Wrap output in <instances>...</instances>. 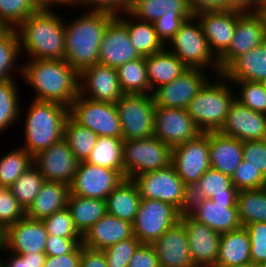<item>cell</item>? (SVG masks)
I'll return each mask as SVG.
<instances>
[{
  "mask_svg": "<svg viewBox=\"0 0 266 267\" xmlns=\"http://www.w3.org/2000/svg\"><path fill=\"white\" fill-rule=\"evenodd\" d=\"M69 193L68 184L45 181L34 201L26 210V217L43 220L53 213L66 208Z\"/></svg>",
  "mask_w": 266,
  "mask_h": 267,
  "instance_id": "cell-30",
  "label": "cell"
},
{
  "mask_svg": "<svg viewBox=\"0 0 266 267\" xmlns=\"http://www.w3.org/2000/svg\"><path fill=\"white\" fill-rule=\"evenodd\" d=\"M243 160L266 178V140L244 141Z\"/></svg>",
  "mask_w": 266,
  "mask_h": 267,
  "instance_id": "cell-52",
  "label": "cell"
},
{
  "mask_svg": "<svg viewBox=\"0 0 266 267\" xmlns=\"http://www.w3.org/2000/svg\"><path fill=\"white\" fill-rule=\"evenodd\" d=\"M140 244V241L134 236L106 247L103 252L107 261V266L128 267L129 260Z\"/></svg>",
  "mask_w": 266,
  "mask_h": 267,
  "instance_id": "cell-48",
  "label": "cell"
},
{
  "mask_svg": "<svg viewBox=\"0 0 266 267\" xmlns=\"http://www.w3.org/2000/svg\"><path fill=\"white\" fill-rule=\"evenodd\" d=\"M250 239V257L255 265L266 262V222H254L244 226Z\"/></svg>",
  "mask_w": 266,
  "mask_h": 267,
  "instance_id": "cell-51",
  "label": "cell"
},
{
  "mask_svg": "<svg viewBox=\"0 0 266 267\" xmlns=\"http://www.w3.org/2000/svg\"><path fill=\"white\" fill-rule=\"evenodd\" d=\"M21 47L16 29L8 28L0 35V83L10 79L14 66L21 56Z\"/></svg>",
  "mask_w": 266,
  "mask_h": 267,
  "instance_id": "cell-44",
  "label": "cell"
},
{
  "mask_svg": "<svg viewBox=\"0 0 266 267\" xmlns=\"http://www.w3.org/2000/svg\"><path fill=\"white\" fill-rule=\"evenodd\" d=\"M45 179L33 164L10 187L12 195L27 210L41 190Z\"/></svg>",
  "mask_w": 266,
  "mask_h": 267,
  "instance_id": "cell-42",
  "label": "cell"
},
{
  "mask_svg": "<svg viewBox=\"0 0 266 267\" xmlns=\"http://www.w3.org/2000/svg\"><path fill=\"white\" fill-rule=\"evenodd\" d=\"M190 18L191 17H164L163 15L153 22V26L158 38L166 46L185 20Z\"/></svg>",
  "mask_w": 266,
  "mask_h": 267,
  "instance_id": "cell-55",
  "label": "cell"
},
{
  "mask_svg": "<svg viewBox=\"0 0 266 267\" xmlns=\"http://www.w3.org/2000/svg\"><path fill=\"white\" fill-rule=\"evenodd\" d=\"M236 203L242 226L266 222V187L237 192Z\"/></svg>",
  "mask_w": 266,
  "mask_h": 267,
  "instance_id": "cell-38",
  "label": "cell"
},
{
  "mask_svg": "<svg viewBox=\"0 0 266 267\" xmlns=\"http://www.w3.org/2000/svg\"><path fill=\"white\" fill-rule=\"evenodd\" d=\"M186 213L220 234L242 227L236 199H190Z\"/></svg>",
  "mask_w": 266,
  "mask_h": 267,
  "instance_id": "cell-14",
  "label": "cell"
},
{
  "mask_svg": "<svg viewBox=\"0 0 266 267\" xmlns=\"http://www.w3.org/2000/svg\"><path fill=\"white\" fill-rule=\"evenodd\" d=\"M239 8L251 10L256 0H232Z\"/></svg>",
  "mask_w": 266,
  "mask_h": 267,
  "instance_id": "cell-63",
  "label": "cell"
},
{
  "mask_svg": "<svg viewBox=\"0 0 266 267\" xmlns=\"http://www.w3.org/2000/svg\"><path fill=\"white\" fill-rule=\"evenodd\" d=\"M255 2H266V0H256Z\"/></svg>",
  "mask_w": 266,
  "mask_h": 267,
  "instance_id": "cell-69",
  "label": "cell"
},
{
  "mask_svg": "<svg viewBox=\"0 0 266 267\" xmlns=\"http://www.w3.org/2000/svg\"><path fill=\"white\" fill-rule=\"evenodd\" d=\"M115 104L123 140L153 136L156 106L152 94H124Z\"/></svg>",
  "mask_w": 266,
  "mask_h": 267,
  "instance_id": "cell-9",
  "label": "cell"
},
{
  "mask_svg": "<svg viewBox=\"0 0 266 267\" xmlns=\"http://www.w3.org/2000/svg\"><path fill=\"white\" fill-rule=\"evenodd\" d=\"M140 201L136 183L124 178L106 199L107 213L133 224Z\"/></svg>",
  "mask_w": 266,
  "mask_h": 267,
  "instance_id": "cell-32",
  "label": "cell"
},
{
  "mask_svg": "<svg viewBox=\"0 0 266 267\" xmlns=\"http://www.w3.org/2000/svg\"><path fill=\"white\" fill-rule=\"evenodd\" d=\"M251 10L260 19L261 24L266 31V2H255Z\"/></svg>",
  "mask_w": 266,
  "mask_h": 267,
  "instance_id": "cell-62",
  "label": "cell"
},
{
  "mask_svg": "<svg viewBox=\"0 0 266 267\" xmlns=\"http://www.w3.org/2000/svg\"><path fill=\"white\" fill-rule=\"evenodd\" d=\"M241 89L235 99L253 111L266 113V87L263 82L232 81ZM239 95V97H238Z\"/></svg>",
  "mask_w": 266,
  "mask_h": 267,
  "instance_id": "cell-46",
  "label": "cell"
},
{
  "mask_svg": "<svg viewBox=\"0 0 266 267\" xmlns=\"http://www.w3.org/2000/svg\"><path fill=\"white\" fill-rule=\"evenodd\" d=\"M25 216L26 210L12 195L9 187H0V226L6 230Z\"/></svg>",
  "mask_w": 266,
  "mask_h": 267,
  "instance_id": "cell-49",
  "label": "cell"
},
{
  "mask_svg": "<svg viewBox=\"0 0 266 267\" xmlns=\"http://www.w3.org/2000/svg\"><path fill=\"white\" fill-rule=\"evenodd\" d=\"M150 94L158 87L171 83L184 73L188 67L166 47L157 53L145 57Z\"/></svg>",
  "mask_w": 266,
  "mask_h": 267,
  "instance_id": "cell-29",
  "label": "cell"
},
{
  "mask_svg": "<svg viewBox=\"0 0 266 267\" xmlns=\"http://www.w3.org/2000/svg\"><path fill=\"white\" fill-rule=\"evenodd\" d=\"M33 163L45 181L70 185L79 161L64 139L33 156Z\"/></svg>",
  "mask_w": 266,
  "mask_h": 267,
  "instance_id": "cell-19",
  "label": "cell"
},
{
  "mask_svg": "<svg viewBox=\"0 0 266 267\" xmlns=\"http://www.w3.org/2000/svg\"><path fill=\"white\" fill-rule=\"evenodd\" d=\"M230 81H266V41L234 59L222 72Z\"/></svg>",
  "mask_w": 266,
  "mask_h": 267,
  "instance_id": "cell-28",
  "label": "cell"
},
{
  "mask_svg": "<svg viewBox=\"0 0 266 267\" xmlns=\"http://www.w3.org/2000/svg\"><path fill=\"white\" fill-rule=\"evenodd\" d=\"M234 267H257V265H255V264H253V263H250V264H247V265L234 266Z\"/></svg>",
  "mask_w": 266,
  "mask_h": 267,
  "instance_id": "cell-67",
  "label": "cell"
},
{
  "mask_svg": "<svg viewBox=\"0 0 266 267\" xmlns=\"http://www.w3.org/2000/svg\"><path fill=\"white\" fill-rule=\"evenodd\" d=\"M134 237L133 224L106 213L82 236V245L104 250L121 240Z\"/></svg>",
  "mask_w": 266,
  "mask_h": 267,
  "instance_id": "cell-26",
  "label": "cell"
},
{
  "mask_svg": "<svg viewBox=\"0 0 266 267\" xmlns=\"http://www.w3.org/2000/svg\"><path fill=\"white\" fill-rule=\"evenodd\" d=\"M124 178L117 170L81 161L69 185L70 194L106 200Z\"/></svg>",
  "mask_w": 266,
  "mask_h": 267,
  "instance_id": "cell-13",
  "label": "cell"
},
{
  "mask_svg": "<svg viewBox=\"0 0 266 267\" xmlns=\"http://www.w3.org/2000/svg\"><path fill=\"white\" fill-rule=\"evenodd\" d=\"M5 250V230L0 226V252Z\"/></svg>",
  "mask_w": 266,
  "mask_h": 267,
  "instance_id": "cell-64",
  "label": "cell"
},
{
  "mask_svg": "<svg viewBox=\"0 0 266 267\" xmlns=\"http://www.w3.org/2000/svg\"><path fill=\"white\" fill-rule=\"evenodd\" d=\"M66 207L76 229L82 236L107 213L106 200L81 197L70 193Z\"/></svg>",
  "mask_w": 266,
  "mask_h": 267,
  "instance_id": "cell-35",
  "label": "cell"
},
{
  "mask_svg": "<svg viewBox=\"0 0 266 267\" xmlns=\"http://www.w3.org/2000/svg\"><path fill=\"white\" fill-rule=\"evenodd\" d=\"M187 3L193 16L203 12L242 9L232 0H187Z\"/></svg>",
  "mask_w": 266,
  "mask_h": 267,
  "instance_id": "cell-57",
  "label": "cell"
},
{
  "mask_svg": "<svg viewBox=\"0 0 266 267\" xmlns=\"http://www.w3.org/2000/svg\"><path fill=\"white\" fill-rule=\"evenodd\" d=\"M266 41V31L260 19L252 10L236 9V28L228 49L218 58L222 72L234 59L262 45Z\"/></svg>",
  "mask_w": 266,
  "mask_h": 267,
  "instance_id": "cell-16",
  "label": "cell"
},
{
  "mask_svg": "<svg viewBox=\"0 0 266 267\" xmlns=\"http://www.w3.org/2000/svg\"><path fill=\"white\" fill-rule=\"evenodd\" d=\"M123 141L122 138L116 137H98L86 162L117 170L124 176Z\"/></svg>",
  "mask_w": 266,
  "mask_h": 267,
  "instance_id": "cell-37",
  "label": "cell"
},
{
  "mask_svg": "<svg viewBox=\"0 0 266 267\" xmlns=\"http://www.w3.org/2000/svg\"><path fill=\"white\" fill-rule=\"evenodd\" d=\"M69 116L89 128L98 137L122 138L120 118L115 103L93 101L81 95L71 103Z\"/></svg>",
  "mask_w": 266,
  "mask_h": 267,
  "instance_id": "cell-10",
  "label": "cell"
},
{
  "mask_svg": "<svg viewBox=\"0 0 266 267\" xmlns=\"http://www.w3.org/2000/svg\"><path fill=\"white\" fill-rule=\"evenodd\" d=\"M133 18L153 23L160 17H192L187 0H134L128 12Z\"/></svg>",
  "mask_w": 266,
  "mask_h": 267,
  "instance_id": "cell-33",
  "label": "cell"
},
{
  "mask_svg": "<svg viewBox=\"0 0 266 267\" xmlns=\"http://www.w3.org/2000/svg\"><path fill=\"white\" fill-rule=\"evenodd\" d=\"M47 236L48 232L42 220L25 216L5 230V252H45Z\"/></svg>",
  "mask_w": 266,
  "mask_h": 267,
  "instance_id": "cell-22",
  "label": "cell"
},
{
  "mask_svg": "<svg viewBox=\"0 0 266 267\" xmlns=\"http://www.w3.org/2000/svg\"><path fill=\"white\" fill-rule=\"evenodd\" d=\"M79 95L93 101L116 103L123 95L117 69L97 63L79 73Z\"/></svg>",
  "mask_w": 266,
  "mask_h": 267,
  "instance_id": "cell-18",
  "label": "cell"
},
{
  "mask_svg": "<svg viewBox=\"0 0 266 267\" xmlns=\"http://www.w3.org/2000/svg\"><path fill=\"white\" fill-rule=\"evenodd\" d=\"M64 22L52 9L37 10L16 28L21 50L30 59L64 60Z\"/></svg>",
  "mask_w": 266,
  "mask_h": 267,
  "instance_id": "cell-3",
  "label": "cell"
},
{
  "mask_svg": "<svg viewBox=\"0 0 266 267\" xmlns=\"http://www.w3.org/2000/svg\"><path fill=\"white\" fill-rule=\"evenodd\" d=\"M219 132L242 142L266 140V114L253 111L235 99Z\"/></svg>",
  "mask_w": 266,
  "mask_h": 267,
  "instance_id": "cell-21",
  "label": "cell"
},
{
  "mask_svg": "<svg viewBox=\"0 0 266 267\" xmlns=\"http://www.w3.org/2000/svg\"><path fill=\"white\" fill-rule=\"evenodd\" d=\"M80 244H82V239H69L56 235H48L45 253L50 256L64 255L73 252Z\"/></svg>",
  "mask_w": 266,
  "mask_h": 267,
  "instance_id": "cell-56",
  "label": "cell"
},
{
  "mask_svg": "<svg viewBox=\"0 0 266 267\" xmlns=\"http://www.w3.org/2000/svg\"><path fill=\"white\" fill-rule=\"evenodd\" d=\"M10 254L7 260L0 258V267H43L47 257L45 252Z\"/></svg>",
  "mask_w": 266,
  "mask_h": 267,
  "instance_id": "cell-54",
  "label": "cell"
},
{
  "mask_svg": "<svg viewBox=\"0 0 266 267\" xmlns=\"http://www.w3.org/2000/svg\"><path fill=\"white\" fill-rule=\"evenodd\" d=\"M231 179L237 191L266 187V178L245 160L236 168Z\"/></svg>",
  "mask_w": 266,
  "mask_h": 267,
  "instance_id": "cell-50",
  "label": "cell"
},
{
  "mask_svg": "<svg viewBox=\"0 0 266 267\" xmlns=\"http://www.w3.org/2000/svg\"><path fill=\"white\" fill-rule=\"evenodd\" d=\"M188 267H217L216 265H211V264H195L193 263L192 265Z\"/></svg>",
  "mask_w": 266,
  "mask_h": 267,
  "instance_id": "cell-65",
  "label": "cell"
},
{
  "mask_svg": "<svg viewBox=\"0 0 266 267\" xmlns=\"http://www.w3.org/2000/svg\"><path fill=\"white\" fill-rule=\"evenodd\" d=\"M79 267H108L103 250L87 248L81 244Z\"/></svg>",
  "mask_w": 266,
  "mask_h": 267,
  "instance_id": "cell-60",
  "label": "cell"
},
{
  "mask_svg": "<svg viewBox=\"0 0 266 267\" xmlns=\"http://www.w3.org/2000/svg\"><path fill=\"white\" fill-rule=\"evenodd\" d=\"M34 6L39 10L51 9V7H55L57 4L69 5L73 7V0H30ZM54 5V6H52Z\"/></svg>",
  "mask_w": 266,
  "mask_h": 267,
  "instance_id": "cell-61",
  "label": "cell"
},
{
  "mask_svg": "<svg viewBox=\"0 0 266 267\" xmlns=\"http://www.w3.org/2000/svg\"><path fill=\"white\" fill-rule=\"evenodd\" d=\"M152 245L160 267H188L193 264L188 247V233L181 220L171 226Z\"/></svg>",
  "mask_w": 266,
  "mask_h": 267,
  "instance_id": "cell-25",
  "label": "cell"
},
{
  "mask_svg": "<svg viewBox=\"0 0 266 267\" xmlns=\"http://www.w3.org/2000/svg\"><path fill=\"white\" fill-rule=\"evenodd\" d=\"M122 15V16H121ZM117 17L126 25L132 45L142 57L162 51L166 46L158 38L153 23L133 18L128 12ZM130 17V20H128ZM126 18V19H125ZM133 20H137L134 22Z\"/></svg>",
  "mask_w": 266,
  "mask_h": 267,
  "instance_id": "cell-36",
  "label": "cell"
},
{
  "mask_svg": "<svg viewBox=\"0 0 266 267\" xmlns=\"http://www.w3.org/2000/svg\"><path fill=\"white\" fill-rule=\"evenodd\" d=\"M141 199H155L169 203L186 213L190 202V189L177 175L172 164L165 168L145 172L132 179Z\"/></svg>",
  "mask_w": 266,
  "mask_h": 267,
  "instance_id": "cell-7",
  "label": "cell"
},
{
  "mask_svg": "<svg viewBox=\"0 0 266 267\" xmlns=\"http://www.w3.org/2000/svg\"><path fill=\"white\" fill-rule=\"evenodd\" d=\"M81 258V244L71 253L60 256L47 255L43 267H79Z\"/></svg>",
  "mask_w": 266,
  "mask_h": 267,
  "instance_id": "cell-59",
  "label": "cell"
},
{
  "mask_svg": "<svg viewBox=\"0 0 266 267\" xmlns=\"http://www.w3.org/2000/svg\"><path fill=\"white\" fill-rule=\"evenodd\" d=\"M8 27L0 20V35H2Z\"/></svg>",
  "mask_w": 266,
  "mask_h": 267,
  "instance_id": "cell-66",
  "label": "cell"
},
{
  "mask_svg": "<svg viewBox=\"0 0 266 267\" xmlns=\"http://www.w3.org/2000/svg\"><path fill=\"white\" fill-rule=\"evenodd\" d=\"M117 74L124 94H150L145 57L128 61L119 66Z\"/></svg>",
  "mask_w": 266,
  "mask_h": 267,
  "instance_id": "cell-39",
  "label": "cell"
},
{
  "mask_svg": "<svg viewBox=\"0 0 266 267\" xmlns=\"http://www.w3.org/2000/svg\"><path fill=\"white\" fill-rule=\"evenodd\" d=\"M166 46V48L172 47L168 50L188 68L205 70V68L214 67L213 74L215 76L221 74L218 59L209 49L201 24L195 16L185 20Z\"/></svg>",
  "mask_w": 266,
  "mask_h": 267,
  "instance_id": "cell-6",
  "label": "cell"
},
{
  "mask_svg": "<svg viewBox=\"0 0 266 267\" xmlns=\"http://www.w3.org/2000/svg\"><path fill=\"white\" fill-rule=\"evenodd\" d=\"M63 139L69 145L76 159L86 161L94 149L98 136L89 128L76 123L70 116L64 126Z\"/></svg>",
  "mask_w": 266,
  "mask_h": 267,
  "instance_id": "cell-40",
  "label": "cell"
},
{
  "mask_svg": "<svg viewBox=\"0 0 266 267\" xmlns=\"http://www.w3.org/2000/svg\"><path fill=\"white\" fill-rule=\"evenodd\" d=\"M15 79L0 83V133L14 125L19 116L20 100Z\"/></svg>",
  "mask_w": 266,
  "mask_h": 267,
  "instance_id": "cell-43",
  "label": "cell"
},
{
  "mask_svg": "<svg viewBox=\"0 0 266 267\" xmlns=\"http://www.w3.org/2000/svg\"><path fill=\"white\" fill-rule=\"evenodd\" d=\"M210 167L230 177L243 160V142L219 131L209 132Z\"/></svg>",
  "mask_w": 266,
  "mask_h": 267,
  "instance_id": "cell-27",
  "label": "cell"
},
{
  "mask_svg": "<svg viewBox=\"0 0 266 267\" xmlns=\"http://www.w3.org/2000/svg\"><path fill=\"white\" fill-rule=\"evenodd\" d=\"M250 247V239L245 227L222 233L216 266L234 267L252 263Z\"/></svg>",
  "mask_w": 266,
  "mask_h": 267,
  "instance_id": "cell-31",
  "label": "cell"
},
{
  "mask_svg": "<svg viewBox=\"0 0 266 267\" xmlns=\"http://www.w3.org/2000/svg\"><path fill=\"white\" fill-rule=\"evenodd\" d=\"M172 148L154 135L123 141L124 177L135 176L165 168L171 164Z\"/></svg>",
  "mask_w": 266,
  "mask_h": 267,
  "instance_id": "cell-8",
  "label": "cell"
},
{
  "mask_svg": "<svg viewBox=\"0 0 266 267\" xmlns=\"http://www.w3.org/2000/svg\"><path fill=\"white\" fill-rule=\"evenodd\" d=\"M173 205L155 199H141L133 222L134 236L141 244H153L181 217Z\"/></svg>",
  "mask_w": 266,
  "mask_h": 267,
  "instance_id": "cell-11",
  "label": "cell"
},
{
  "mask_svg": "<svg viewBox=\"0 0 266 267\" xmlns=\"http://www.w3.org/2000/svg\"><path fill=\"white\" fill-rule=\"evenodd\" d=\"M180 220L188 233V247L192 262L216 265L221 234L195 221L187 213H182Z\"/></svg>",
  "mask_w": 266,
  "mask_h": 267,
  "instance_id": "cell-23",
  "label": "cell"
},
{
  "mask_svg": "<svg viewBox=\"0 0 266 267\" xmlns=\"http://www.w3.org/2000/svg\"><path fill=\"white\" fill-rule=\"evenodd\" d=\"M134 0H73V6L89 7L90 10L108 12L115 16L130 11Z\"/></svg>",
  "mask_w": 266,
  "mask_h": 267,
  "instance_id": "cell-53",
  "label": "cell"
},
{
  "mask_svg": "<svg viewBox=\"0 0 266 267\" xmlns=\"http://www.w3.org/2000/svg\"><path fill=\"white\" fill-rule=\"evenodd\" d=\"M201 24L209 49L218 59L230 46L236 28V9L195 15Z\"/></svg>",
  "mask_w": 266,
  "mask_h": 267,
  "instance_id": "cell-24",
  "label": "cell"
},
{
  "mask_svg": "<svg viewBox=\"0 0 266 267\" xmlns=\"http://www.w3.org/2000/svg\"><path fill=\"white\" fill-rule=\"evenodd\" d=\"M33 164V156L20 146L2 156L0 187H10Z\"/></svg>",
  "mask_w": 266,
  "mask_h": 267,
  "instance_id": "cell-41",
  "label": "cell"
},
{
  "mask_svg": "<svg viewBox=\"0 0 266 267\" xmlns=\"http://www.w3.org/2000/svg\"><path fill=\"white\" fill-rule=\"evenodd\" d=\"M177 175L190 189L210 168L209 132L172 148V160Z\"/></svg>",
  "mask_w": 266,
  "mask_h": 267,
  "instance_id": "cell-12",
  "label": "cell"
},
{
  "mask_svg": "<svg viewBox=\"0 0 266 267\" xmlns=\"http://www.w3.org/2000/svg\"><path fill=\"white\" fill-rule=\"evenodd\" d=\"M37 10L30 0H0V20L11 29H16Z\"/></svg>",
  "mask_w": 266,
  "mask_h": 267,
  "instance_id": "cell-45",
  "label": "cell"
},
{
  "mask_svg": "<svg viewBox=\"0 0 266 267\" xmlns=\"http://www.w3.org/2000/svg\"><path fill=\"white\" fill-rule=\"evenodd\" d=\"M237 192L230 176L210 167L190 188V199H236Z\"/></svg>",
  "mask_w": 266,
  "mask_h": 267,
  "instance_id": "cell-34",
  "label": "cell"
},
{
  "mask_svg": "<svg viewBox=\"0 0 266 267\" xmlns=\"http://www.w3.org/2000/svg\"><path fill=\"white\" fill-rule=\"evenodd\" d=\"M213 77H217L216 82L209 77L210 80L205 83L186 108L202 133L221 129L230 105L236 97L234 91L231 90L234 89L232 82L228 84L229 81L221 74Z\"/></svg>",
  "mask_w": 266,
  "mask_h": 267,
  "instance_id": "cell-5",
  "label": "cell"
},
{
  "mask_svg": "<svg viewBox=\"0 0 266 267\" xmlns=\"http://www.w3.org/2000/svg\"><path fill=\"white\" fill-rule=\"evenodd\" d=\"M24 125L25 143L20 147L35 156L63 139L69 108L57 102L32 100Z\"/></svg>",
  "mask_w": 266,
  "mask_h": 267,
  "instance_id": "cell-4",
  "label": "cell"
},
{
  "mask_svg": "<svg viewBox=\"0 0 266 267\" xmlns=\"http://www.w3.org/2000/svg\"><path fill=\"white\" fill-rule=\"evenodd\" d=\"M70 23L64 22L65 61L78 73L99 62L100 43L115 15L89 10ZM66 24V25H65Z\"/></svg>",
  "mask_w": 266,
  "mask_h": 267,
  "instance_id": "cell-2",
  "label": "cell"
},
{
  "mask_svg": "<svg viewBox=\"0 0 266 267\" xmlns=\"http://www.w3.org/2000/svg\"><path fill=\"white\" fill-rule=\"evenodd\" d=\"M128 267H160L152 244H140L129 260Z\"/></svg>",
  "mask_w": 266,
  "mask_h": 267,
  "instance_id": "cell-58",
  "label": "cell"
},
{
  "mask_svg": "<svg viewBox=\"0 0 266 267\" xmlns=\"http://www.w3.org/2000/svg\"><path fill=\"white\" fill-rule=\"evenodd\" d=\"M48 235H56L69 239H82V235L76 229L69 210L66 208L44 218Z\"/></svg>",
  "mask_w": 266,
  "mask_h": 267,
  "instance_id": "cell-47",
  "label": "cell"
},
{
  "mask_svg": "<svg viewBox=\"0 0 266 267\" xmlns=\"http://www.w3.org/2000/svg\"><path fill=\"white\" fill-rule=\"evenodd\" d=\"M208 80L204 70L188 68L171 83L164 84L152 92L155 106L186 109Z\"/></svg>",
  "mask_w": 266,
  "mask_h": 267,
  "instance_id": "cell-17",
  "label": "cell"
},
{
  "mask_svg": "<svg viewBox=\"0 0 266 267\" xmlns=\"http://www.w3.org/2000/svg\"><path fill=\"white\" fill-rule=\"evenodd\" d=\"M201 133L186 109L155 108L153 135L171 148L193 140Z\"/></svg>",
  "mask_w": 266,
  "mask_h": 267,
  "instance_id": "cell-15",
  "label": "cell"
},
{
  "mask_svg": "<svg viewBox=\"0 0 266 267\" xmlns=\"http://www.w3.org/2000/svg\"><path fill=\"white\" fill-rule=\"evenodd\" d=\"M28 60L16 66L20 77L37 92L33 100L57 102L69 108L79 95V73L65 60Z\"/></svg>",
  "mask_w": 266,
  "mask_h": 267,
  "instance_id": "cell-1",
  "label": "cell"
},
{
  "mask_svg": "<svg viewBox=\"0 0 266 267\" xmlns=\"http://www.w3.org/2000/svg\"><path fill=\"white\" fill-rule=\"evenodd\" d=\"M140 57L142 56L131 43L126 25L115 16L109 22L100 43L98 63L117 69Z\"/></svg>",
  "mask_w": 266,
  "mask_h": 267,
  "instance_id": "cell-20",
  "label": "cell"
},
{
  "mask_svg": "<svg viewBox=\"0 0 266 267\" xmlns=\"http://www.w3.org/2000/svg\"><path fill=\"white\" fill-rule=\"evenodd\" d=\"M257 267H266V262H265V263H261V264L257 265Z\"/></svg>",
  "mask_w": 266,
  "mask_h": 267,
  "instance_id": "cell-68",
  "label": "cell"
}]
</instances>
